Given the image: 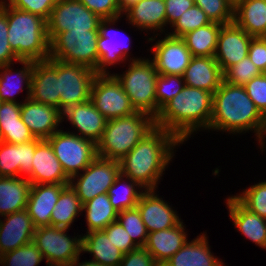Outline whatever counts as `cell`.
Returning a JSON list of instances; mask_svg holds the SVG:
<instances>
[{
  "label": "cell",
  "mask_w": 266,
  "mask_h": 266,
  "mask_svg": "<svg viewBox=\"0 0 266 266\" xmlns=\"http://www.w3.org/2000/svg\"><path fill=\"white\" fill-rule=\"evenodd\" d=\"M181 144L172 133L155 126L119 161L120 173L145 190H157Z\"/></svg>",
  "instance_id": "cell-1"
},
{
  "label": "cell",
  "mask_w": 266,
  "mask_h": 266,
  "mask_svg": "<svg viewBox=\"0 0 266 266\" xmlns=\"http://www.w3.org/2000/svg\"><path fill=\"white\" fill-rule=\"evenodd\" d=\"M265 124V117L247 95L243 85H233L222 81L213 93L211 123L207 129L225 132L227 135L255 133L259 140Z\"/></svg>",
  "instance_id": "cell-2"
},
{
  "label": "cell",
  "mask_w": 266,
  "mask_h": 266,
  "mask_svg": "<svg viewBox=\"0 0 266 266\" xmlns=\"http://www.w3.org/2000/svg\"><path fill=\"white\" fill-rule=\"evenodd\" d=\"M212 104L213 93L185 85L160 110L155 118V126L172 133L185 144L197 131L207 132L211 123Z\"/></svg>",
  "instance_id": "cell-3"
},
{
  "label": "cell",
  "mask_w": 266,
  "mask_h": 266,
  "mask_svg": "<svg viewBox=\"0 0 266 266\" xmlns=\"http://www.w3.org/2000/svg\"><path fill=\"white\" fill-rule=\"evenodd\" d=\"M8 42L19 60L33 62L50 58L47 21L7 4Z\"/></svg>",
  "instance_id": "cell-4"
},
{
  "label": "cell",
  "mask_w": 266,
  "mask_h": 266,
  "mask_svg": "<svg viewBox=\"0 0 266 266\" xmlns=\"http://www.w3.org/2000/svg\"><path fill=\"white\" fill-rule=\"evenodd\" d=\"M155 127V119L143 112L109 119L100 141L97 156L120 161L137 143Z\"/></svg>",
  "instance_id": "cell-5"
},
{
  "label": "cell",
  "mask_w": 266,
  "mask_h": 266,
  "mask_svg": "<svg viewBox=\"0 0 266 266\" xmlns=\"http://www.w3.org/2000/svg\"><path fill=\"white\" fill-rule=\"evenodd\" d=\"M128 63V64H127ZM122 74L113 72L123 90L128 95L136 112H143L152 118L157 117L156 80L158 72L155 64L144 56L141 60L129 61Z\"/></svg>",
  "instance_id": "cell-6"
},
{
  "label": "cell",
  "mask_w": 266,
  "mask_h": 266,
  "mask_svg": "<svg viewBox=\"0 0 266 266\" xmlns=\"http://www.w3.org/2000/svg\"><path fill=\"white\" fill-rule=\"evenodd\" d=\"M99 31H64L50 41V58L81 64L96 72Z\"/></svg>",
  "instance_id": "cell-7"
},
{
  "label": "cell",
  "mask_w": 266,
  "mask_h": 266,
  "mask_svg": "<svg viewBox=\"0 0 266 266\" xmlns=\"http://www.w3.org/2000/svg\"><path fill=\"white\" fill-rule=\"evenodd\" d=\"M123 16L116 18L101 19L98 27L99 36L97 41L98 63L96 66L97 74H111L109 67H115L121 63L141 60L144 57H134L131 52V37L118 28L116 24L122 20ZM121 31V32H120ZM126 35V37H125ZM133 56V57H130Z\"/></svg>",
  "instance_id": "cell-8"
},
{
  "label": "cell",
  "mask_w": 266,
  "mask_h": 266,
  "mask_svg": "<svg viewBox=\"0 0 266 266\" xmlns=\"http://www.w3.org/2000/svg\"><path fill=\"white\" fill-rule=\"evenodd\" d=\"M69 229L41 226L35 229L33 243L49 265H71L82 255V235H70Z\"/></svg>",
  "instance_id": "cell-9"
},
{
  "label": "cell",
  "mask_w": 266,
  "mask_h": 266,
  "mask_svg": "<svg viewBox=\"0 0 266 266\" xmlns=\"http://www.w3.org/2000/svg\"><path fill=\"white\" fill-rule=\"evenodd\" d=\"M64 126L47 141L61 163L65 174L71 178L81 173L96 157L97 146L91 140L64 131Z\"/></svg>",
  "instance_id": "cell-10"
},
{
  "label": "cell",
  "mask_w": 266,
  "mask_h": 266,
  "mask_svg": "<svg viewBox=\"0 0 266 266\" xmlns=\"http://www.w3.org/2000/svg\"><path fill=\"white\" fill-rule=\"evenodd\" d=\"M119 174V161L97 156L81 173L70 178L69 185L84 204L98 195L108 193Z\"/></svg>",
  "instance_id": "cell-11"
},
{
  "label": "cell",
  "mask_w": 266,
  "mask_h": 266,
  "mask_svg": "<svg viewBox=\"0 0 266 266\" xmlns=\"http://www.w3.org/2000/svg\"><path fill=\"white\" fill-rule=\"evenodd\" d=\"M90 100L107 119L134 114L130 99L113 74H97L91 86Z\"/></svg>",
  "instance_id": "cell-12"
},
{
  "label": "cell",
  "mask_w": 266,
  "mask_h": 266,
  "mask_svg": "<svg viewBox=\"0 0 266 266\" xmlns=\"http://www.w3.org/2000/svg\"><path fill=\"white\" fill-rule=\"evenodd\" d=\"M101 18L79 0H57L47 21V35L51 41L64 31H98Z\"/></svg>",
  "instance_id": "cell-13"
},
{
  "label": "cell",
  "mask_w": 266,
  "mask_h": 266,
  "mask_svg": "<svg viewBox=\"0 0 266 266\" xmlns=\"http://www.w3.org/2000/svg\"><path fill=\"white\" fill-rule=\"evenodd\" d=\"M163 35L165 36L157 34L149 38L146 37L148 43L155 42L151 44L152 47L148 48V51L153 54L150 59L155 64L158 74L183 76L193 56L183 38L167 33Z\"/></svg>",
  "instance_id": "cell-14"
},
{
  "label": "cell",
  "mask_w": 266,
  "mask_h": 266,
  "mask_svg": "<svg viewBox=\"0 0 266 266\" xmlns=\"http://www.w3.org/2000/svg\"><path fill=\"white\" fill-rule=\"evenodd\" d=\"M97 73L81 64L59 61L60 110L90 100L91 86Z\"/></svg>",
  "instance_id": "cell-15"
},
{
  "label": "cell",
  "mask_w": 266,
  "mask_h": 266,
  "mask_svg": "<svg viewBox=\"0 0 266 266\" xmlns=\"http://www.w3.org/2000/svg\"><path fill=\"white\" fill-rule=\"evenodd\" d=\"M157 191L145 190L136 205L148 233L174 227L182 221L174 207Z\"/></svg>",
  "instance_id": "cell-16"
},
{
  "label": "cell",
  "mask_w": 266,
  "mask_h": 266,
  "mask_svg": "<svg viewBox=\"0 0 266 266\" xmlns=\"http://www.w3.org/2000/svg\"><path fill=\"white\" fill-rule=\"evenodd\" d=\"M30 99L60 109L59 60L34 62Z\"/></svg>",
  "instance_id": "cell-17"
},
{
  "label": "cell",
  "mask_w": 266,
  "mask_h": 266,
  "mask_svg": "<svg viewBox=\"0 0 266 266\" xmlns=\"http://www.w3.org/2000/svg\"><path fill=\"white\" fill-rule=\"evenodd\" d=\"M252 36L248 35L234 21L223 24L217 41L214 59L224 73L230 66L237 64L248 56Z\"/></svg>",
  "instance_id": "cell-18"
},
{
  "label": "cell",
  "mask_w": 266,
  "mask_h": 266,
  "mask_svg": "<svg viewBox=\"0 0 266 266\" xmlns=\"http://www.w3.org/2000/svg\"><path fill=\"white\" fill-rule=\"evenodd\" d=\"M122 16L126 20V24L132 26L130 28H134V31L138 30L141 33L144 31L148 35L153 33L152 36L167 33V29H165L167 28V17L164 0H139L126 9Z\"/></svg>",
  "instance_id": "cell-19"
},
{
  "label": "cell",
  "mask_w": 266,
  "mask_h": 266,
  "mask_svg": "<svg viewBox=\"0 0 266 266\" xmlns=\"http://www.w3.org/2000/svg\"><path fill=\"white\" fill-rule=\"evenodd\" d=\"M21 118L36 139L47 140L63 126L62 111L30 98L21 103ZM61 126V127H59Z\"/></svg>",
  "instance_id": "cell-20"
},
{
  "label": "cell",
  "mask_w": 266,
  "mask_h": 266,
  "mask_svg": "<svg viewBox=\"0 0 266 266\" xmlns=\"http://www.w3.org/2000/svg\"><path fill=\"white\" fill-rule=\"evenodd\" d=\"M62 120L71 124L73 131L68 128L69 132L95 144L100 141L107 122L91 100L68 107L62 112Z\"/></svg>",
  "instance_id": "cell-21"
},
{
  "label": "cell",
  "mask_w": 266,
  "mask_h": 266,
  "mask_svg": "<svg viewBox=\"0 0 266 266\" xmlns=\"http://www.w3.org/2000/svg\"><path fill=\"white\" fill-rule=\"evenodd\" d=\"M35 229L26 209L0 218V256L32 242Z\"/></svg>",
  "instance_id": "cell-22"
},
{
  "label": "cell",
  "mask_w": 266,
  "mask_h": 266,
  "mask_svg": "<svg viewBox=\"0 0 266 266\" xmlns=\"http://www.w3.org/2000/svg\"><path fill=\"white\" fill-rule=\"evenodd\" d=\"M31 184H69L61 163L47 140H42L35 149L32 170L26 176Z\"/></svg>",
  "instance_id": "cell-23"
},
{
  "label": "cell",
  "mask_w": 266,
  "mask_h": 266,
  "mask_svg": "<svg viewBox=\"0 0 266 266\" xmlns=\"http://www.w3.org/2000/svg\"><path fill=\"white\" fill-rule=\"evenodd\" d=\"M41 139L12 144L0 142V177H26L32 170L36 146Z\"/></svg>",
  "instance_id": "cell-24"
},
{
  "label": "cell",
  "mask_w": 266,
  "mask_h": 266,
  "mask_svg": "<svg viewBox=\"0 0 266 266\" xmlns=\"http://www.w3.org/2000/svg\"><path fill=\"white\" fill-rule=\"evenodd\" d=\"M236 231L256 246L266 250V219L246 209L233 195L224 200Z\"/></svg>",
  "instance_id": "cell-25"
},
{
  "label": "cell",
  "mask_w": 266,
  "mask_h": 266,
  "mask_svg": "<svg viewBox=\"0 0 266 266\" xmlns=\"http://www.w3.org/2000/svg\"><path fill=\"white\" fill-rule=\"evenodd\" d=\"M69 184H31L26 210L34 226H50V218L61 191Z\"/></svg>",
  "instance_id": "cell-26"
},
{
  "label": "cell",
  "mask_w": 266,
  "mask_h": 266,
  "mask_svg": "<svg viewBox=\"0 0 266 266\" xmlns=\"http://www.w3.org/2000/svg\"><path fill=\"white\" fill-rule=\"evenodd\" d=\"M183 221L174 227L148 233L144 248L159 266H162L188 241V231Z\"/></svg>",
  "instance_id": "cell-27"
},
{
  "label": "cell",
  "mask_w": 266,
  "mask_h": 266,
  "mask_svg": "<svg viewBox=\"0 0 266 266\" xmlns=\"http://www.w3.org/2000/svg\"><path fill=\"white\" fill-rule=\"evenodd\" d=\"M206 231L193 240H188L182 248L162 266H228L211 251Z\"/></svg>",
  "instance_id": "cell-28"
},
{
  "label": "cell",
  "mask_w": 266,
  "mask_h": 266,
  "mask_svg": "<svg viewBox=\"0 0 266 266\" xmlns=\"http://www.w3.org/2000/svg\"><path fill=\"white\" fill-rule=\"evenodd\" d=\"M18 63L23 67L15 69V71L13 68L16 63L0 66V100L2 102L22 103L30 98L34 62L31 60H20ZM24 90H26L25 99L19 102L16 97Z\"/></svg>",
  "instance_id": "cell-29"
},
{
  "label": "cell",
  "mask_w": 266,
  "mask_h": 266,
  "mask_svg": "<svg viewBox=\"0 0 266 266\" xmlns=\"http://www.w3.org/2000/svg\"><path fill=\"white\" fill-rule=\"evenodd\" d=\"M183 79L186 86L214 93L223 81V72L214 57L193 56Z\"/></svg>",
  "instance_id": "cell-30"
},
{
  "label": "cell",
  "mask_w": 266,
  "mask_h": 266,
  "mask_svg": "<svg viewBox=\"0 0 266 266\" xmlns=\"http://www.w3.org/2000/svg\"><path fill=\"white\" fill-rule=\"evenodd\" d=\"M0 139L2 142L21 144L34 140V136L21 118V103L1 102Z\"/></svg>",
  "instance_id": "cell-31"
},
{
  "label": "cell",
  "mask_w": 266,
  "mask_h": 266,
  "mask_svg": "<svg viewBox=\"0 0 266 266\" xmlns=\"http://www.w3.org/2000/svg\"><path fill=\"white\" fill-rule=\"evenodd\" d=\"M81 253H90L93 262L103 266H118L124 253L116 248L103 230L82 233Z\"/></svg>",
  "instance_id": "cell-32"
},
{
  "label": "cell",
  "mask_w": 266,
  "mask_h": 266,
  "mask_svg": "<svg viewBox=\"0 0 266 266\" xmlns=\"http://www.w3.org/2000/svg\"><path fill=\"white\" fill-rule=\"evenodd\" d=\"M30 188L26 177H0V217L26 209Z\"/></svg>",
  "instance_id": "cell-33"
},
{
  "label": "cell",
  "mask_w": 266,
  "mask_h": 266,
  "mask_svg": "<svg viewBox=\"0 0 266 266\" xmlns=\"http://www.w3.org/2000/svg\"><path fill=\"white\" fill-rule=\"evenodd\" d=\"M234 22L252 37H266V0H243L234 8Z\"/></svg>",
  "instance_id": "cell-34"
},
{
  "label": "cell",
  "mask_w": 266,
  "mask_h": 266,
  "mask_svg": "<svg viewBox=\"0 0 266 266\" xmlns=\"http://www.w3.org/2000/svg\"><path fill=\"white\" fill-rule=\"evenodd\" d=\"M82 212L86 219V231L104 230L110 223L117 221L118 212L113 208L107 193L98 195L83 204Z\"/></svg>",
  "instance_id": "cell-35"
},
{
  "label": "cell",
  "mask_w": 266,
  "mask_h": 266,
  "mask_svg": "<svg viewBox=\"0 0 266 266\" xmlns=\"http://www.w3.org/2000/svg\"><path fill=\"white\" fill-rule=\"evenodd\" d=\"M83 204L76 192L67 185L60 193L50 218V226L70 230L76 218L83 216ZM80 214V215H79Z\"/></svg>",
  "instance_id": "cell-36"
},
{
  "label": "cell",
  "mask_w": 266,
  "mask_h": 266,
  "mask_svg": "<svg viewBox=\"0 0 266 266\" xmlns=\"http://www.w3.org/2000/svg\"><path fill=\"white\" fill-rule=\"evenodd\" d=\"M222 25L217 22H211L182 37L192 56H215L218 35Z\"/></svg>",
  "instance_id": "cell-37"
},
{
  "label": "cell",
  "mask_w": 266,
  "mask_h": 266,
  "mask_svg": "<svg viewBox=\"0 0 266 266\" xmlns=\"http://www.w3.org/2000/svg\"><path fill=\"white\" fill-rule=\"evenodd\" d=\"M144 191L145 189L137 182L120 173L107 194L113 208L121 212L136 207Z\"/></svg>",
  "instance_id": "cell-38"
},
{
  "label": "cell",
  "mask_w": 266,
  "mask_h": 266,
  "mask_svg": "<svg viewBox=\"0 0 266 266\" xmlns=\"http://www.w3.org/2000/svg\"><path fill=\"white\" fill-rule=\"evenodd\" d=\"M246 209L266 219V180L233 195Z\"/></svg>",
  "instance_id": "cell-39"
},
{
  "label": "cell",
  "mask_w": 266,
  "mask_h": 266,
  "mask_svg": "<svg viewBox=\"0 0 266 266\" xmlns=\"http://www.w3.org/2000/svg\"><path fill=\"white\" fill-rule=\"evenodd\" d=\"M210 23L211 21L206 16L205 12L194 4L176 20V22L169 28V30L172 28L171 31H168L167 34L182 38L187 33Z\"/></svg>",
  "instance_id": "cell-40"
},
{
  "label": "cell",
  "mask_w": 266,
  "mask_h": 266,
  "mask_svg": "<svg viewBox=\"0 0 266 266\" xmlns=\"http://www.w3.org/2000/svg\"><path fill=\"white\" fill-rule=\"evenodd\" d=\"M117 221L123 226L132 241L138 247H144L148 231L141 219V215L137 207L118 212Z\"/></svg>",
  "instance_id": "cell-41"
},
{
  "label": "cell",
  "mask_w": 266,
  "mask_h": 266,
  "mask_svg": "<svg viewBox=\"0 0 266 266\" xmlns=\"http://www.w3.org/2000/svg\"><path fill=\"white\" fill-rule=\"evenodd\" d=\"M38 247L32 242L0 256L1 266H38L43 261Z\"/></svg>",
  "instance_id": "cell-42"
},
{
  "label": "cell",
  "mask_w": 266,
  "mask_h": 266,
  "mask_svg": "<svg viewBox=\"0 0 266 266\" xmlns=\"http://www.w3.org/2000/svg\"><path fill=\"white\" fill-rule=\"evenodd\" d=\"M185 87L183 76L158 74L156 80L157 115Z\"/></svg>",
  "instance_id": "cell-43"
},
{
  "label": "cell",
  "mask_w": 266,
  "mask_h": 266,
  "mask_svg": "<svg viewBox=\"0 0 266 266\" xmlns=\"http://www.w3.org/2000/svg\"><path fill=\"white\" fill-rule=\"evenodd\" d=\"M211 22L229 24L234 21V8L227 0H194Z\"/></svg>",
  "instance_id": "cell-44"
},
{
  "label": "cell",
  "mask_w": 266,
  "mask_h": 266,
  "mask_svg": "<svg viewBox=\"0 0 266 266\" xmlns=\"http://www.w3.org/2000/svg\"><path fill=\"white\" fill-rule=\"evenodd\" d=\"M261 70L255 66L249 56L239 61L237 64L230 66L223 73V81L233 85H245L251 79L260 75Z\"/></svg>",
  "instance_id": "cell-45"
},
{
  "label": "cell",
  "mask_w": 266,
  "mask_h": 266,
  "mask_svg": "<svg viewBox=\"0 0 266 266\" xmlns=\"http://www.w3.org/2000/svg\"><path fill=\"white\" fill-rule=\"evenodd\" d=\"M20 61L8 42L7 3L0 0V66Z\"/></svg>",
  "instance_id": "cell-46"
},
{
  "label": "cell",
  "mask_w": 266,
  "mask_h": 266,
  "mask_svg": "<svg viewBox=\"0 0 266 266\" xmlns=\"http://www.w3.org/2000/svg\"><path fill=\"white\" fill-rule=\"evenodd\" d=\"M8 5L35 14L48 21L57 0H4Z\"/></svg>",
  "instance_id": "cell-47"
},
{
  "label": "cell",
  "mask_w": 266,
  "mask_h": 266,
  "mask_svg": "<svg viewBox=\"0 0 266 266\" xmlns=\"http://www.w3.org/2000/svg\"><path fill=\"white\" fill-rule=\"evenodd\" d=\"M244 88L260 113L266 117V74L261 73L251 79Z\"/></svg>",
  "instance_id": "cell-48"
},
{
  "label": "cell",
  "mask_w": 266,
  "mask_h": 266,
  "mask_svg": "<svg viewBox=\"0 0 266 266\" xmlns=\"http://www.w3.org/2000/svg\"><path fill=\"white\" fill-rule=\"evenodd\" d=\"M103 231L113 245L124 254L139 248L118 221L110 223Z\"/></svg>",
  "instance_id": "cell-49"
},
{
  "label": "cell",
  "mask_w": 266,
  "mask_h": 266,
  "mask_svg": "<svg viewBox=\"0 0 266 266\" xmlns=\"http://www.w3.org/2000/svg\"><path fill=\"white\" fill-rule=\"evenodd\" d=\"M101 19L122 16L118 0H79Z\"/></svg>",
  "instance_id": "cell-50"
},
{
  "label": "cell",
  "mask_w": 266,
  "mask_h": 266,
  "mask_svg": "<svg viewBox=\"0 0 266 266\" xmlns=\"http://www.w3.org/2000/svg\"><path fill=\"white\" fill-rule=\"evenodd\" d=\"M118 266H159L153 256L144 248L139 247L123 255Z\"/></svg>",
  "instance_id": "cell-51"
},
{
  "label": "cell",
  "mask_w": 266,
  "mask_h": 266,
  "mask_svg": "<svg viewBox=\"0 0 266 266\" xmlns=\"http://www.w3.org/2000/svg\"><path fill=\"white\" fill-rule=\"evenodd\" d=\"M248 56L262 73L266 71V37L252 38L248 49Z\"/></svg>",
  "instance_id": "cell-52"
},
{
  "label": "cell",
  "mask_w": 266,
  "mask_h": 266,
  "mask_svg": "<svg viewBox=\"0 0 266 266\" xmlns=\"http://www.w3.org/2000/svg\"><path fill=\"white\" fill-rule=\"evenodd\" d=\"M165 12L167 17V32L177 19L195 3L194 0H164ZM169 26V27H168Z\"/></svg>",
  "instance_id": "cell-53"
},
{
  "label": "cell",
  "mask_w": 266,
  "mask_h": 266,
  "mask_svg": "<svg viewBox=\"0 0 266 266\" xmlns=\"http://www.w3.org/2000/svg\"><path fill=\"white\" fill-rule=\"evenodd\" d=\"M265 138H266V117H265V124H264V128H263V132H262V134H261V136H260V138H259V140L257 141V144H256V145H258V148L260 147L259 149L261 150L262 153L266 149V145H265L266 140H265Z\"/></svg>",
  "instance_id": "cell-54"
},
{
  "label": "cell",
  "mask_w": 266,
  "mask_h": 266,
  "mask_svg": "<svg viewBox=\"0 0 266 266\" xmlns=\"http://www.w3.org/2000/svg\"><path fill=\"white\" fill-rule=\"evenodd\" d=\"M80 258V259H79ZM81 260V256L78 257L73 263H72V266H103L101 264H98L96 262H93L91 260H85V261H82L80 262Z\"/></svg>",
  "instance_id": "cell-55"
},
{
  "label": "cell",
  "mask_w": 266,
  "mask_h": 266,
  "mask_svg": "<svg viewBox=\"0 0 266 266\" xmlns=\"http://www.w3.org/2000/svg\"><path fill=\"white\" fill-rule=\"evenodd\" d=\"M139 0H118L119 7L123 13L126 9L136 4Z\"/></svg>",
  "instance_id": "cell-56"
},
{
  "label": "cell",
  "mask_w": 266,
  "mask_h": 266,
  "mask_svg": "<svg viewBox=\"0 0 266 266\" xmlns=\"http://www.w3.org/2000/svg\"><path fill=\"white\" fill-rule=\"evenodd\" d=\"M235 8L243 0H227Z\"/></svg>",
  "instance_id": "cell-57"
},
{
  "label": "cell",
  "mask_w": 266,
  "mask_h": 266,
  "mask_svg": "<svg viewBox=\"0 0 266 266\" xmlns=\"http://www.w3.org/2000/svg\"><path fill=\"white\" fill-rule=\"evenodd\" d=\"M49 266H72V264L71 265H49Z\"/></svg>",
  "instance_id": "cell-58"
}]
</instances>
